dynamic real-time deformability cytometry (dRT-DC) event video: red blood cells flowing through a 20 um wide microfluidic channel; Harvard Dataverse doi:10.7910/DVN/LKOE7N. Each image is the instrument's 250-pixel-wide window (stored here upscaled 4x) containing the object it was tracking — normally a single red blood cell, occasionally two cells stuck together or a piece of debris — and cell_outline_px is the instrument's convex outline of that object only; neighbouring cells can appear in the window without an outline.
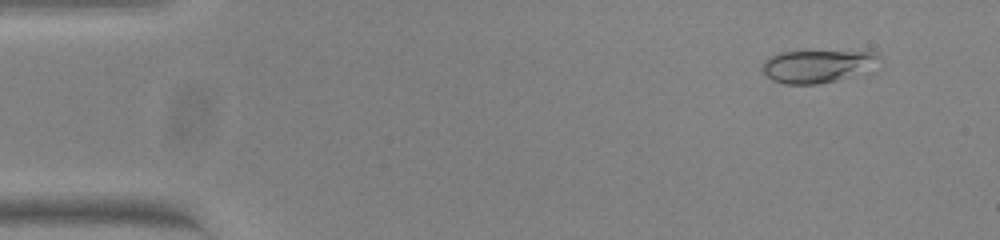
{"species": "common noctule bat (a hibernating species)", "species_latin": "Nyctalus noctula", "temperature_condition": "warm", "stored_images_in_passage": 53, "camera_frame_rate_fps": 3000, "um_per_image_px": 0.085, "animal": {"sex": "female", "body_mass_g": 23.0, "forearm_length_mm": 53.4}, "frame": {"image": 1, "passage_image": 4, "time_ms": 1.0, "image_size_px": [1000, 240], "cell_outline_px": [[884, 60], [848, 76], [836, 80], [816, 84], [784, 84], [772, 80], [760, 68], [772, 56], [780, 52], [876, 52]], "centroid_in_image_um": [69.44, 5.62], "position_along_channel_um": 15.6, "area_um2": 21.44}}
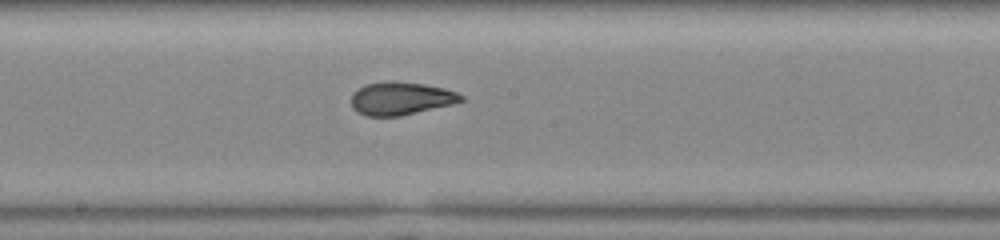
{"frame": {"image": 2, "passage_image": 28, "time_ms": 9.0, "image_size_px": [1000, 240], "cell_outline_px": [[464, 100], [452, 104], [400, 116], [364, 116], [356, 112], [352, 108], [352, 92], [364, 84], [392, 80], [424, 84], [444, 88], [456, 92], [464, 96]], "centroid_in_image_um": [34.03, 8.36], "position_along_channel_um": 214.2, "area_um2": 21.27}}
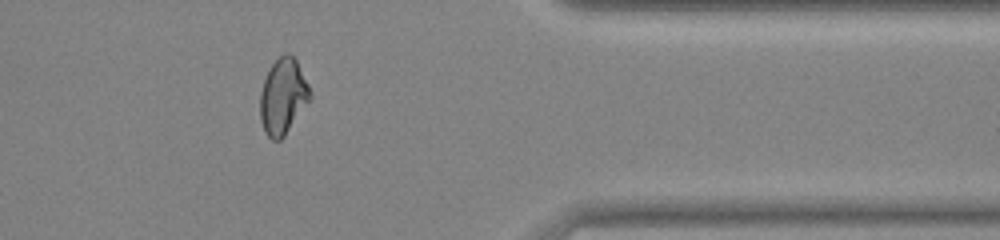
{"frame": {"image": 3, "passage_image": 43, "time_ms": 14.0, "image_size_px": [1000, 240], "cell_outline_px": [[312, 96], [284, 136], [280, 140], [272, 140], [264, 132], [260, 120], [260, 92], [264, 80], [272, 64], [284, 52], [288, 52], [296, 60], [308, 84]], "centroid_in_image_um": [24.04, 8.2], "position_along_channel_um": 387.4, "area_um2": 21.79}, "authors_computed_cell_mechanics": {"area_um2": 21.5594, "velocity_mm_per_s": 3.8319, "shape_relaxation_time_tau1_ms": 9.9337, "shape_relaxation_time_tau2_ms": 1.3315, "deformation_change_tau1": 0.2709, "deformation_change_tau2": 0.038}}